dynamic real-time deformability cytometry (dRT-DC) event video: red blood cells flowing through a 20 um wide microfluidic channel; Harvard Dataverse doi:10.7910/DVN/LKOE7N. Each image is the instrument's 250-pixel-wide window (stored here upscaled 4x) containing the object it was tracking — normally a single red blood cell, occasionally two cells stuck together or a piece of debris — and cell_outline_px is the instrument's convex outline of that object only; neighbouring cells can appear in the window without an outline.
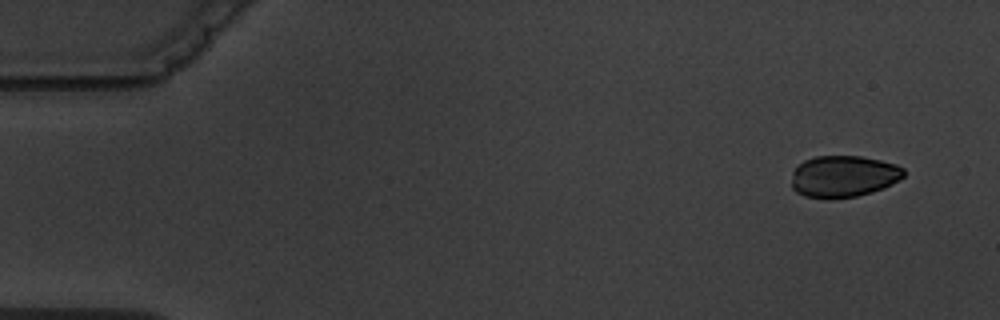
{"species": "common noctule bat (a hibernating species)", "species_latin": "Nyctalus noctula", "temperature_condition": "warm", "stored_images_in_passage": 6, "camera_frame_rate_fps": 3000, "um_per_image_px": 0.085, "animal": {"sex": "male", "body_mass_g": 19.5, "forearm_length_mm": 54.6}, "frame": {"image": 1, "passage_image": 1, "time_ms": 0.0, "image_size_px": [1000, 320], "cell_outline_px": [[904, 176], [900, 180], [884, 188], [872, 192], [856, 196], [828, 200], [804, 196], [796, 192], [792, 188], [792, 172], [804, 160], [816, 156], [860, 156], [880, 160], [896, 164], [904, 168]], "centroid_in_image_um": [71.7, 15.0], "position_along_channel_um": 13.3, "area_um2": 27.57}}
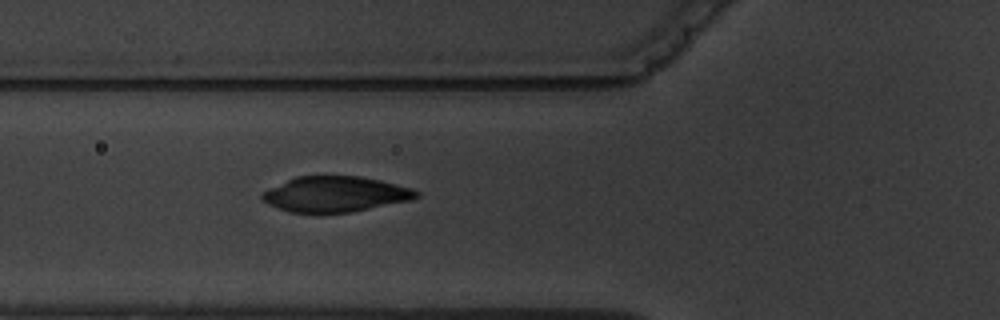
{"frame": {"image": 2, "passage_image": 6, "time_ms": 5.667, "image_size_px": [1000, 320], "cell_outline_px": [[420, 196], [412, 200], [352, 212], [292, 212], [268, 204], [260, 196], [268, 188], [296, 176], [360, 176], [380, 180], [412, 188], [420, 192]], "centroid_in_image_um": [28.54, 16.49], "position_along_channel_um": 97.3, "area_um2": 31.73}}